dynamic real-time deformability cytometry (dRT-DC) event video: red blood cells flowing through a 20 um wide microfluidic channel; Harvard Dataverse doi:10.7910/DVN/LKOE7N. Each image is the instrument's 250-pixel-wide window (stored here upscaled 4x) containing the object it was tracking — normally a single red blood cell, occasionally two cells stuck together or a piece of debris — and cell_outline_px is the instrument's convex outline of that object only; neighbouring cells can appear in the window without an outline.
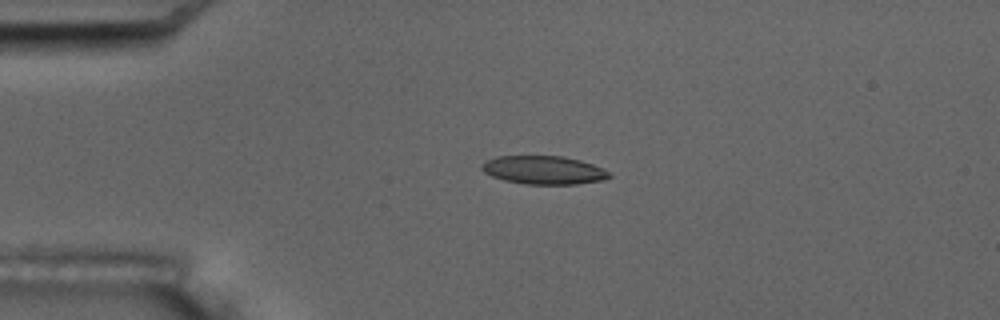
{"species": "common noctule bat (a hibernating species)", "species_latin": "Nyctalus noctula", "temperature_condition": "room temperature", "stored_images_in_passage": 5, "camera_frame_rate_fps": 3000, "um_per_image_px": 0.085, "animal": {"sex": "male", "body_mass_g": 17.5, "forearm_length_mm": 52.3}, "frame": {"image": 1, "passage_image": 4, "time_ms": 3.333, "image_size_px": [1000, 320], "cell_outline_px": [[612, 176], [604, 180], [576, 184], [524, 184], [504, 180], [492, 176], [484, 172], [480, 168], [480, 164], [496, 156], [564, 156], [580, 160], [604, 168]], "centroid_in_image_um": [46.21, 14.45], "position_along_channel_um": 38.8, "area_um2": 21.15}}